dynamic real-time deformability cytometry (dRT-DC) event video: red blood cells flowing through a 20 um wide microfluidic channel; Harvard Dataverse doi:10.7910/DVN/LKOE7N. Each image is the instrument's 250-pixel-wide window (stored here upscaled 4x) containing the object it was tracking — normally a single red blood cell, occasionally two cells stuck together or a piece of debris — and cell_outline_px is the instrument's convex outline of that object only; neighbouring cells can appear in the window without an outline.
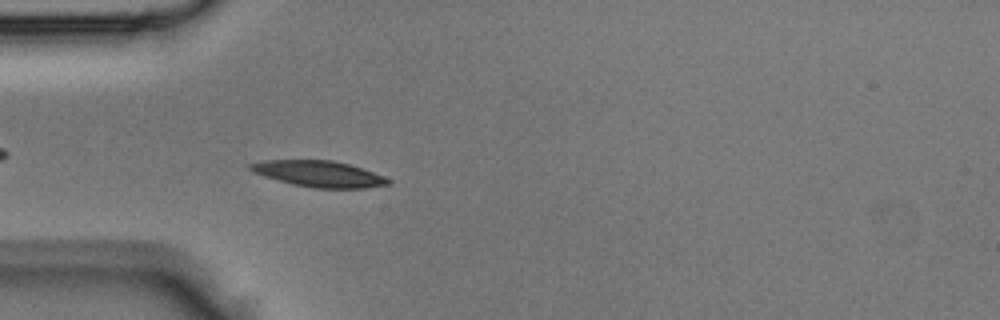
{"species": "Egyptian fruit bat (a non-hibernating species)", "species_latin": "Rousettus aegyptiacus", "temperature_condition": "room temperature", "stored_images_in_passage": 36, "camera_frame_rate_fps": 3000, "um_per_image_px": 0.085, "animal": {"sex": "male"}, "frame": {"image": 1, "passage_image": 5, "time_ms": 1.333, "image_size_px": [1000, 320], "cell_outline_px": [[392, 180], [388, 184], [364, 188], [312, 188], [292, 184], [264, 176], [252, 172], [248, 168], [248, 164], [264, 160], [332, 160], [348, 164], [384, 176]], "centroid_in_image_um": [27.07, 14.77], "position_along_channel_um": 57.9, "area_um2": 20.87}}
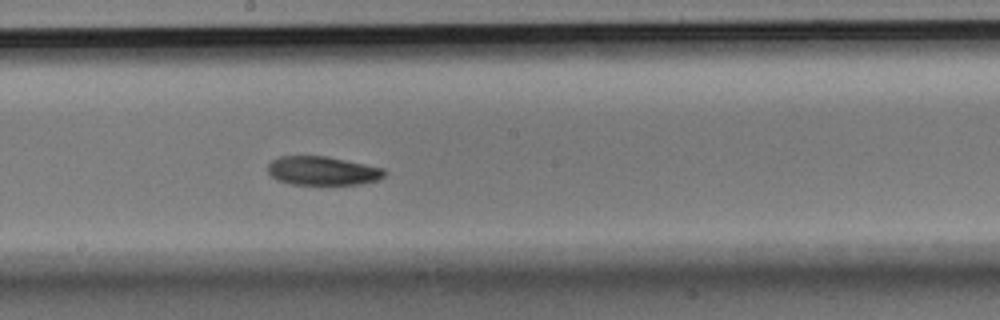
{"frame": {"image": 2, "passage_image": 16, "time_ms": 5.0, "image_size_px": [1000, 320], "cell_outline_px": [[388, 172], [384, 176], [376, 180], [360, 184], [292, 184], [276, 180], [268, 172], [268, 164], [272, 160], [280, 156], [324, 156], [384, 168]], "centroid_in_image_um": [27.4, 14.52], "position_along_channel_um": 220.8, "area_um2": 19.42}}
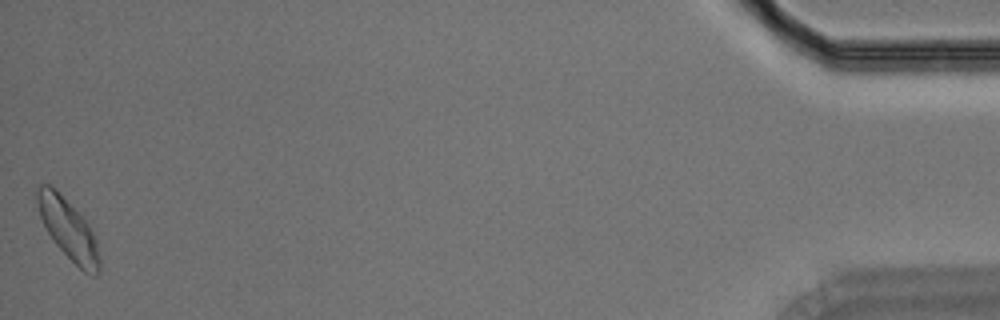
{"frame": {"image": 3, "passage_image": 36, "time_ms": 11.667, "image_size_px": [1000, 320], "cell_outline_px": [[100, 272], [96, 276], [84, 272], [56, 244], [48, 232], [40, 216], [36, 200], [36, 188], [40, 184], [48, 184], [56, 188], [88, 224], [96, 240], [100, 260]], "centroid_in_image_um": [5.8, 19.46], "position_along_channel_um": 429.4, "area_um2": 21.56}}